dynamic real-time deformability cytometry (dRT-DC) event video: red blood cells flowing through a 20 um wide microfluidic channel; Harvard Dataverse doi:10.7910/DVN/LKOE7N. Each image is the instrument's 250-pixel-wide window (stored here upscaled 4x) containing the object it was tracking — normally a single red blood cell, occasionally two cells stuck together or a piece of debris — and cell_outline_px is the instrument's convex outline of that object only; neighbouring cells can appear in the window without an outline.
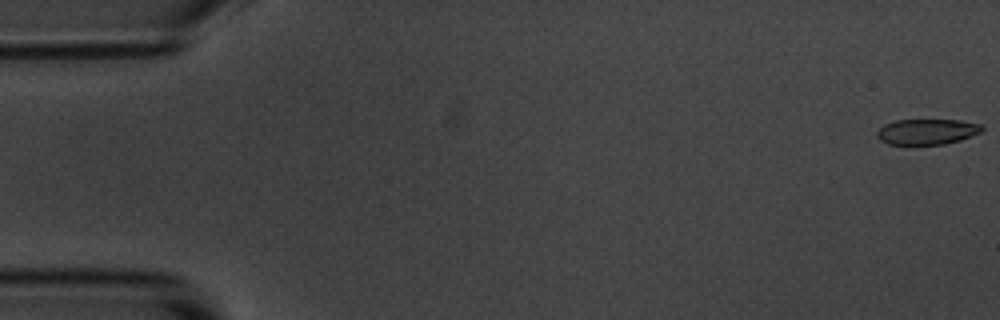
{"species": "common noctule bat (a hibernating species)", "species_latin": "Nyctalus noctula", "temperature_condition": "room temperature", "stored_images_in_passage": 11, "camera_frame_rate_fps": 3000, "um_per_image_px": 0.085, "animal": {"sex": "male", "body_mass_g": 20.1, "forearm_length_mm": 53.5}, "frame": {"image": 1, "passage_image": 1, "time_ms": 0.0, "image_size_px": [1000, 320], "cell_outline_px": [[984, 128], [980, 132], [960, 140], [944, 144], [888, 144], [880, 140], [876, 136], [876, 132], [884, 124], [896, 120], [960, 120], [980, 124]], "centroid_in_image_um": [78.77, 11.19], "position_along_channel_um": 6.2, "area_um2": 15.55}}
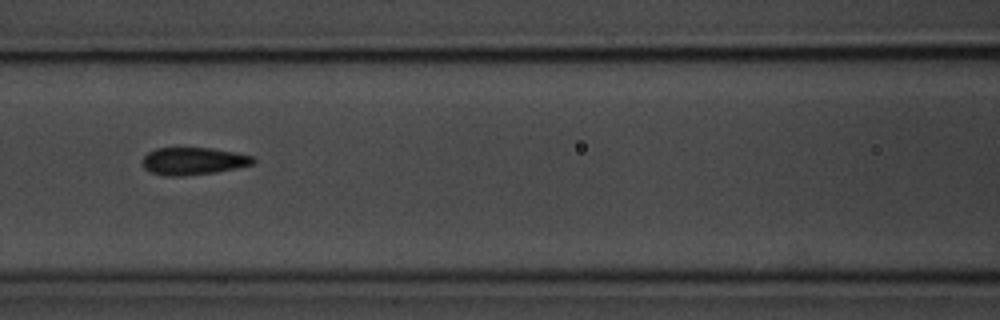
{"frame": {"image": 2, "passage_image": 7, "time_ms": 7.667, "image_size_px": [1000, 320], "cell_outline_px": [[256, 160], [252, 164], [236, 168], [216, 172], [184, 176], [164, 176], [152, 172], [144, 168], [140, 164], [144, 156], [148, 152], [156, 148], [212, 148], [236, 152], [252, 156]], "centroid_in_image_um": [16.4, 13.69], "position_along_channel_um": 150.2, "area_um2": 17.8}}
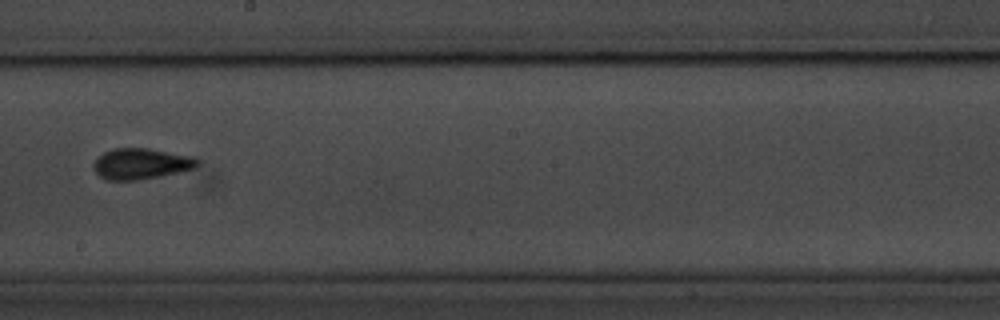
{"frame": {"image": 3, "passage_image": 9, "time_ms": 10.0, "image_size_px": [1000, 320], "cell_outline_px": [[200, 164], [196, 168], [180, 172], [140, 180], [108, 180], [100, 176], [92, 168], [92, 164], [104, 152], [112, 148], [148, 148], [196, 156], [200, 160]], "centroid_in_image_um": [12.05, 13.91], "position_along_channel_um": 236.2, "area_um2": 19.02}}